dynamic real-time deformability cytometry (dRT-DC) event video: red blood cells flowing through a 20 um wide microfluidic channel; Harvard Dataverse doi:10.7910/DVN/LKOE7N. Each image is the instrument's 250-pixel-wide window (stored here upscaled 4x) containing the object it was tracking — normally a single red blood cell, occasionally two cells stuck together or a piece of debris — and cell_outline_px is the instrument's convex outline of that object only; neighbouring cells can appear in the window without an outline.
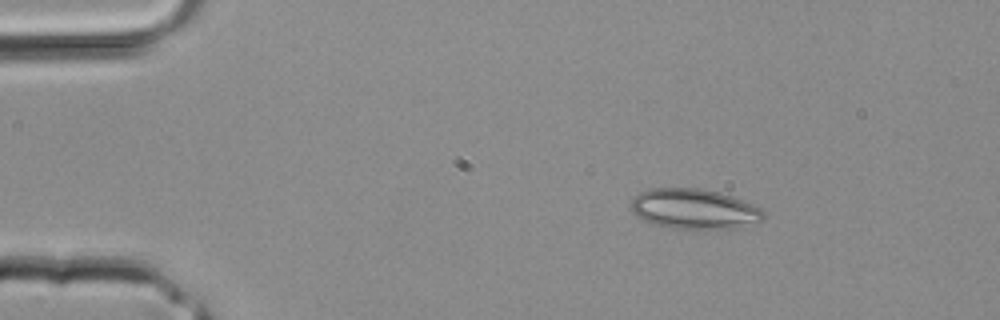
{"species": "common noctule bat (a hibernating species)", "species_latin": "Nyctalus noctula", "temperature_condition": "room temperature", "stored_images_in_passage": 3, "camera_frame_rate_fps": 3000, "um_per_image_px": 0.085, "animal": {"sex": "male", "body_mass_g": 20.4}, "frame": {"image": 1, "passage_image": 1, "time_ms": 0.0, "image_size_px": [1000, 320], "cell_outline_px": [[764, 220], [732, 228], [672, 228], [652, 224], [636, 216], [628, 208], [632, 200], [640, 192], [648, 188], [700, 188], [720, 192], [732, 196], [752, 204], [760, 208], [764, 212]], "centroid_in_image_um": [58.95, 17.74], "position_along_channel_um": 26.0, "area_um2": 30.98}}